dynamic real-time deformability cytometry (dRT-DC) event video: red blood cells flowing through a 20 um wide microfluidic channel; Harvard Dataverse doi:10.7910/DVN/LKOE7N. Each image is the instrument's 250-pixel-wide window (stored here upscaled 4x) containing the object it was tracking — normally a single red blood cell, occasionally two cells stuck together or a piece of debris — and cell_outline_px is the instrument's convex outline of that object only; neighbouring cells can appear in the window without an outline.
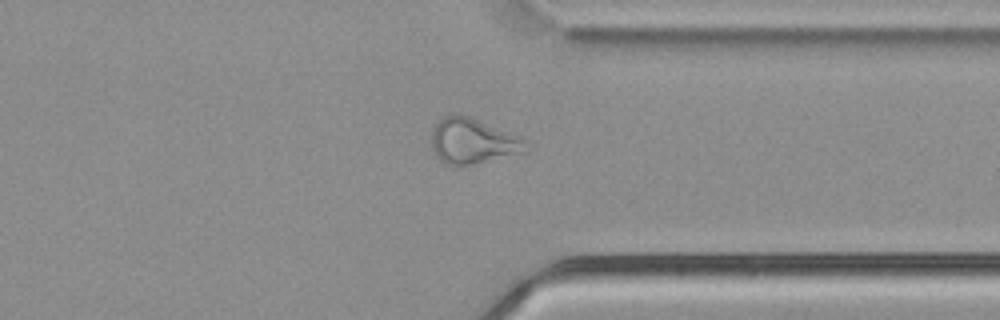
{"species": "common noctule bat (a hibernating species)", "species_latin": "Nyctalus noctula", "temperature_condition": "cold", "stored_images_in_passage": 43, "camera_frame_rate_fps": 3000, "um_per_image_px": 0.085, "animal": {"sex": "male", "body_mass_g": 21.5, "forearm_length_mm": 52.0}, "frame": {"image": 1, "passage_image": 31, "time_ms": 10.0, "image_size_px": [1000, 320], "cell_outline_px": [[528, 152], [468, 164], [444, 164], [436, 156], [432, 148], [432, 128], [444, 116], [452, 112], [460, 112], [472, 116], [520, 136], [528, 140]], "centroid_in_image_um": [40.21, 11.94], "position_along_channel_um": 371.2, "area_um2": 25.37}}
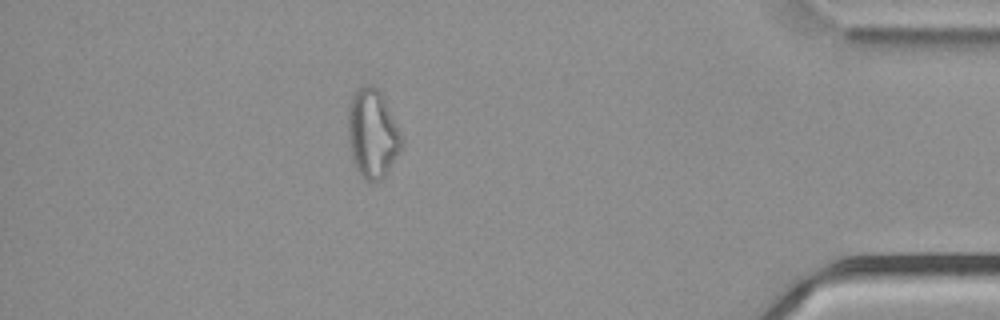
{"frame": {"image": 2, "passage_image": 37, "time_ms": 12.0, "image_size_px": [1000, 320], "cell_outline_px": [[404, 144], [400, 152], [384, 176], [380, 180], [372, 184], [364, 180], [356, 168], [352, 156], [348, 140], [348, 108], [352, 96], [356, 88], [364, 84], [372, 84], [380, 92], [404, 136]], "centroid_in_image_um": [31.67, 11.36], "position_along_channel_um": 403.5, "area_um2": 28.15}, "authors_computed_cell_mechanics": {"area_um2": 25.3742, "velocity_mm_per_s": 3.8008, "shape_relaxation_time_tau1_ms": null, "shape_relaxation_time_tau2_ms": 3.5175, "deformation_change_tau1": null, "deformation_change_tau2": 0.1257}}